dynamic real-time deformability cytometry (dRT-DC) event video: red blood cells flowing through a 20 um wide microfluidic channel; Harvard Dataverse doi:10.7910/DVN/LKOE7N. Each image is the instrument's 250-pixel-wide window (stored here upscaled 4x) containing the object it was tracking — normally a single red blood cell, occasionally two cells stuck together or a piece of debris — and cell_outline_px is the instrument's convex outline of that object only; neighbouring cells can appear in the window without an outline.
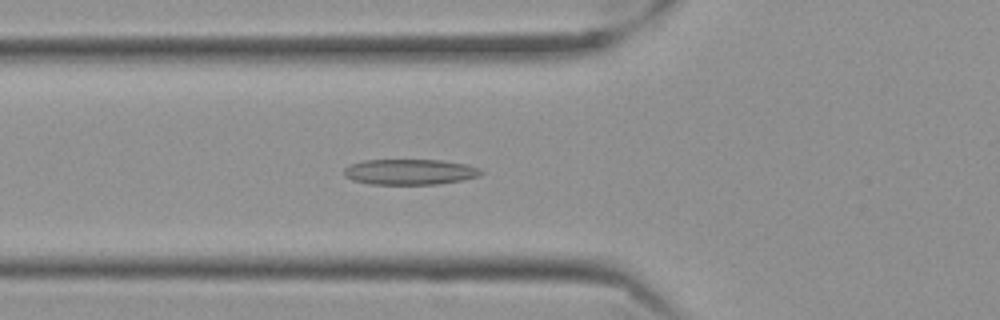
{"species": "Egyptian fruit bat (a non-hibernating species)", "species_latin": "Rousettus aegyptiacus", "temperature_condition": "cold", "stored_images_in_passage": 59, "segment_of_instrument_passage": [1, 2], "camera_frame_rate_fps": 3000, "um_per_image_px": 0.085, "frame": {"image": 1, "passage_image": 21, "time_ms": 6.667, "image_size_px": [1000, 320], "cell_outline_px": [[484, 172], [480, 176], [464, 180], [436, 184], [368, 184], [352, 180], [344, 176], [344, 168], [352, 164], [364, 160], [440, 160], [468, 164]], "centroid_in_image_um": [34.84, 14.61], "position_along_channel_um": 91.0, "area_um2": 20.46}}
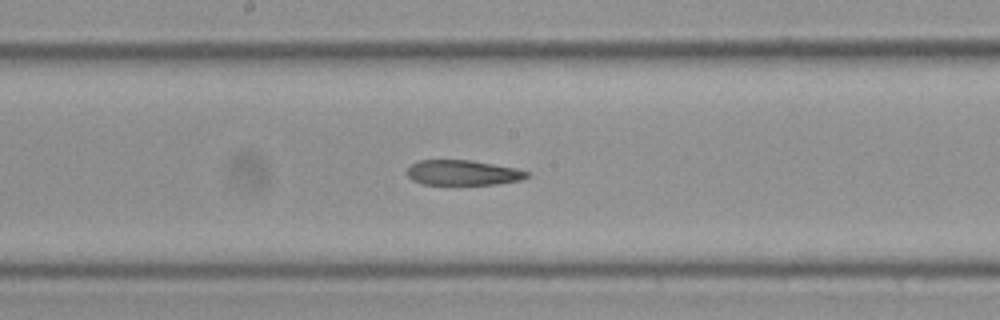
{"frame": {"image": 2, "passage_image": 31, "time_ms": 10.0, "image_size_px": [1000, 320], "cell_outline_px": [[528, 176], [520, 180], [496, 184], [420, 184], [412, 180], [408, 176], [408, 168], [412, 164], [420, 160], [472, 160], [516, 168], [528, 172]], "centroid_in_image_um": [39.33, 14.67], "position_along_channel_um": 208.9, "area_um2": 17.4}}
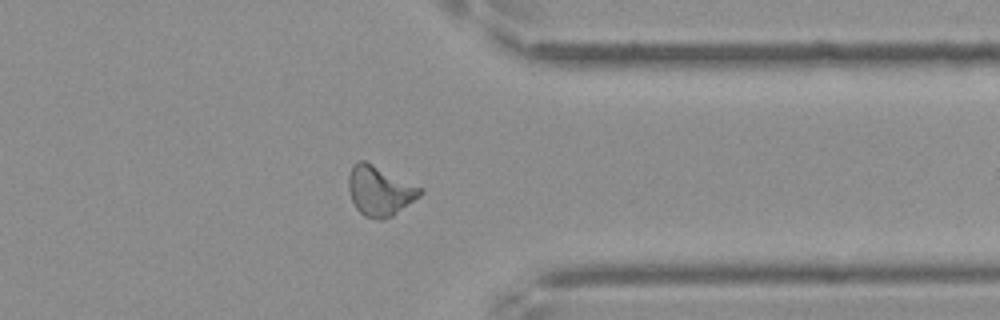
{"frame": {"image": 3, "passage_image": 46, "time_ms": 15.0, "image_size_px": [1000, 320], "cell_outline_px": [[424, 192], [420, 196], [392, 216], [384, 220], [380, 220], [364, 216], [356, 208], [352, 200], [348, 188], [348, 176], [352, 168], [360, 160], [364, 160], [420, 188]], "centroid_in_image_um": [32.25, 16.26], "position_along_channel_um": 379.2, "area_um2": 20.23}}